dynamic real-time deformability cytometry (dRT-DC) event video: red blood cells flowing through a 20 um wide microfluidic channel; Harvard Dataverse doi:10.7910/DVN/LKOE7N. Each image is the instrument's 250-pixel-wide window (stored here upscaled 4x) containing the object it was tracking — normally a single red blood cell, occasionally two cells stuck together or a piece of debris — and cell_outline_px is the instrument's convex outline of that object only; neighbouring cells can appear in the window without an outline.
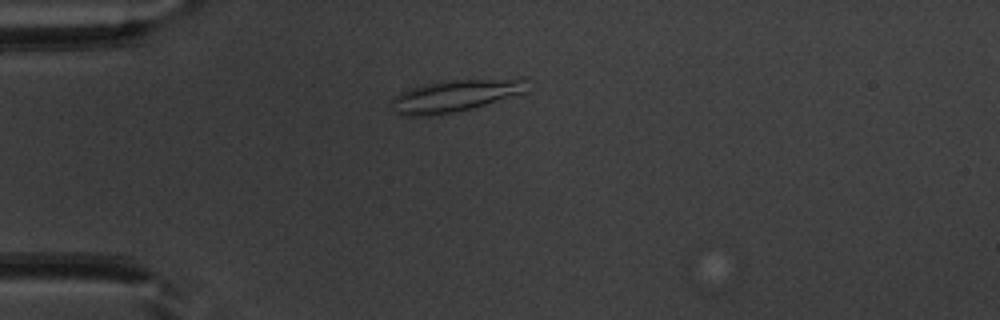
{"species": "common noctule bat (a hibernating species)", "species_latin": "Nyctalus noctula", "temperature_condition": "warm", "stored_images_in_passage": 49, "camera_frame_rate_fps": 3000, "um_per_image_px": 0.085, "animal": {"sex": "male", "body_mass_g": 20.1, "forearm_length_mm": 53.5}, "frame": {"image": 1, "passage_image": 11, "time_ms": 3.333, "image_size_px": [1000, 320], "cell_outline_px": [[532, 92], [472, 108], [440, 116], [412, 116], [392, 112], [392, 96], [400, 92], [412, 88], [444, 80], [524, 76]], "centroid_in_image_um": [38.86, 8.11], "position_along_channel_um": 46.1, "area_um2": 26.59}}
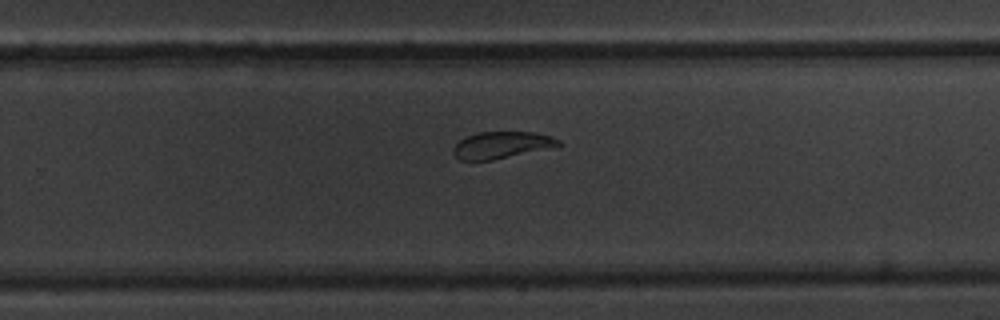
{"frame": {"image": 2, "passage_image": 31, "time_ms": 10.0, "image_size_px": [1000, 320], "cell_outline_px": [[564, 144], [560, 148], [492, 160], [460, 160], [452, 152], [452, 148], [460, 140], [468, 136], [480, 132], [536, 132], [552, 136], [560, 140]], "centroid_in_image_um": [42.78, 12.34], "position_along_channel_um": 287.0, "area_um2": 16.99}}
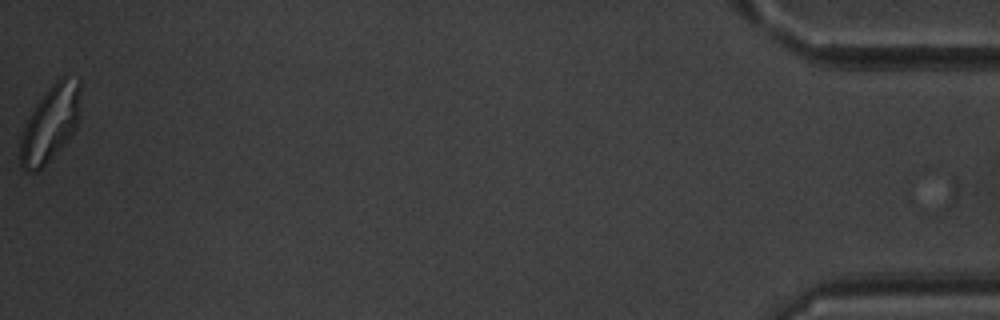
{"frame": {"image": 3, "passage_image": 49, "time_ms": 16.0, "image_size_px": [1000, 320], "cell_outline_px": [[80, 120], [76, 128], [48, 160], [36, 172], [24, 172], [20, 164], [20, 140], [24, 128], [36, 104], [48, 88], [64, 72], [80, 80]], "centroid_in_image_um": [4.3, 10.43], "position_along_channel_um": 430.9, "area_um2": 26.59}, "authors_computed_cell_mechanics": {"area_um2": 20.2878, "velocity_mm_per_s": 3.9306, "shape_relaxation_time_tau1_ms": 6.9615, "shape_relaxation_time_tau2_ms": 5.132, "deformation_change_tau1": 0.1677, "deformation_change_tau2": 0.058}}